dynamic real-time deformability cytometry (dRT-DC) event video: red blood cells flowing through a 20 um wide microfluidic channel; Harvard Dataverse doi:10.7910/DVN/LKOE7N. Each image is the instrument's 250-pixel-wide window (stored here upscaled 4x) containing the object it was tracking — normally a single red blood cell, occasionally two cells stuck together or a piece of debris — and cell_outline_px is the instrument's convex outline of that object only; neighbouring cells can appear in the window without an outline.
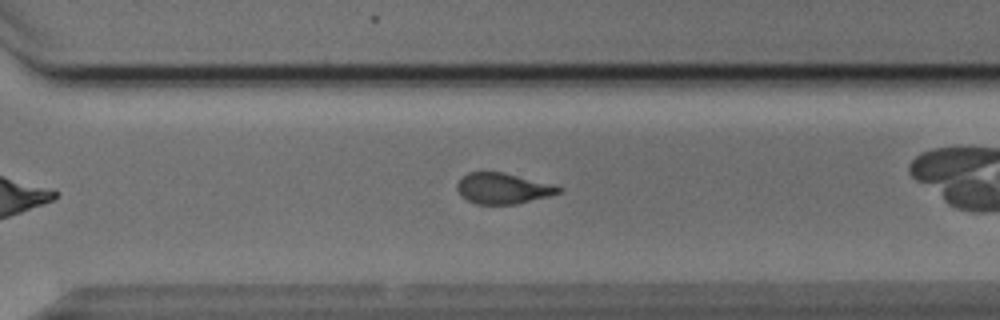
{"species": "Egyptian fruit bat (a non-hibernating species)", "species_latin": "Rousettus aegyptiacus", "temperature_condition": "cold", "stored_images_in_passage": 33, "camera_frame_rate_fps": 3000, "um_per_image_px": 0.085, "animal": {"sex": "male"}, "frame": {"image": 1, "passage_image": 24, "time_ms": 7.667, "image_size_px": [1000, 320], "cell_outline_px": [[560, 192], [548, 196], [516, 204], [476, 204], [460, 196], [456, 188], [456, 184], [460, 176], [468, 172], [504, 172], [548, 184], [560, 188]], "centroid_in_image_um": [42.62, 16.01], "position_along_channel_um": 328.0, "area_um2": 17.98}, "authors_computed_cell_mechanics": {"area_um2": 19.8254, "velocity_mm_per_s": 3.8624, "shape_relaxation_time_tau1_ms": 4.8706, "shape_relaxation_time_tau2_ms": null, "deformation_change_tau1": 0.1134, "deformation_change_tau2": null}}